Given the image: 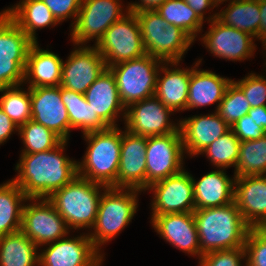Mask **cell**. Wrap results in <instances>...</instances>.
<instances>
[{"label":"cell","instance_id":"obj_1","mask_svg":"<svg viewBox=\"0 0 266 266\" xmlns=\"http://www.w3.org/2000/svg\"><path fill=\"white\" fill-rule=\"evenodd\" d=\"M66 142L48 151L21 155L16 165L19 174L13 181L28 200L48 198L78 176L76 161L62 155Z\"/></svg>","mask_w":266,"mask_h":266},{"label":"cell","instance_id":"obj_2","mask_svg":"<svg viewBox=\"0 0 266 266\" xmlns=\"http://www.w3.org/2000/svg\"><path fill=\"white\" fill-rule=\"evenodd\" d=\"M201 257L209 252L245 246L247 233L251 229L242 218L235 202L195 210Z\"/></svg>","mask_w":266,"mask_h":266},{"label":"cell","instance_id":"obj_3","mask_svg":"<svg viewBox=\"0 0 266 266\" xmlns=\"http://www.w3.org/2000/svg\"><path fill=\"white\" fill-rule=\"evenodd\" d=\"M89 142L78 176L106 187L117 188L122 132L116 127L84 133Z\"/></svg>","mask_w":266,"mask_h":266},{"label":"cell","instance_id":"obj_4","mask_svg":"<svg viewBox=\"0 0 266 266\" xmlns=\"http://www.w3.org/2000/svg\"><path fill=\"white\" fill-rule=\"evenodd\" d=\"M106 187L77 176L47 199L64 219L67 227H93L101 198L99 188ZM100 194V195H99Z\"/></svg>","mask_w":266,"mask_h":266},{"label":"cell","instance_id":"obj_5","mask_svg":"<svg viewBox=\"0 0 266 266\" xmlns=\"http://www.w3.org/2000/svg\"><path fill=\"white\" fill-rule=\"evenodd\" d=\"M135 14L146 54L177 65L194 40L181 28L166 22L156 10Z\"/></svg>","mask_w":266,"mask_h":266},{"label":"cell","instance_id":"obj_6","mask_svg":"<svg viewBox=\"0 0 266 266\" xmlns=\"http://www.w3.org/2000/svg\"><path fill=\"white\" fill-rule=\"evenodd\" d=\"M127 190L126 188L104 187L93 226L95 233L88 235L98 252L99 246L122 231L136 212L137 191L141 190L134 188H127Z\"/></svg>","mask_w":266,"mask_h":266},{"label":"cell","instance_id":"obj_7","mask_svg":"<svg viewBox=\"0 0 266 266\" xmlns=\"http://www.w3.org/2000/svg\"><path fill=\"white\" fill-rule=\"evenodd\" d=\"M161 62L145 54L140 58L108 67L115 76L119 97L125 108L134 102L154 96Z\"/></svg>","mask_w":266,"mask_h":266},{"label":"cell","instance_id":"obj_8","mask_svg":"<svg viewBox=\"0 0 266 266\" xmlns=\"http://www.w3.org/2000/svg\"><path fill=\"white\" fill-rule=\"evenodd\" d=\"M33 43L4 12L0 13V88L24 82L27 53Z\"/></svg>","mask_w":266,"mask_h":266},{"label":"cell","instance_id":"obj_9","mask_svg":"<svg viewBox=\"0 0 266 266\" xmlns=\"http://www.w3.org/2000/svg\"><path fill=\"white\" fill-rule=\"evenodd\" d=\"M127 12L126 16L105 31L104 36L95 45L107 68L146 54L136 14Z\"/></svg>","mask_w":266,"mask_h":266},{"label":"cell","instance_id":"obj_10","mask_svg":"<svg viewBox=\"0 0 266 266\" xmlns=\"http://www.w3.org/2000/svg\"><path fill=\"white\" fill-rule=\"evenodd\" d=\"M183 153L180 131L147 137L146 190L154 182L181 172Z\"/></svg>","mask_w":266,"mask_h":266},{"label":"cell","instance_id":"obj_11","mask_svg":"<svg viewBox=\"0 0 266 266\" xmlns=\"http://www.w3.org/2000/svg\"><path fill=\"white\" fill-rule=\"evenodd\" d=\"M119 0H82L74 25L72 40L83 44L89 39H96V44L109 27L122 19L124 14Z\"/></svg>","mask_w":266,"mask_h":266},{"label":"cell","instance_id":"obj_12","mask_svg":"<svg viewBox=\"0 0 266 266\" xmlns=\"http://www.w3.org/2000/svg\"><path fill=\"white\" fill-rule=\"evenodd\" d=\"M21 231L38 247L62 239L68 234V227L54 205L42 198L23 206Z\"/></svg>","mask_w":266,"mask_h":266},{"label":"cell","instance_id":"obj_13","mask_svg":"<svg viewBox=\"0 0 266 266\" xmlns=\"http://www.w3.org/2000/svg\"><path fill=\"white\" fill-rule=\"evenodd\" d=\"M126 110V128L132 134L150 137L180 131L179 126L168 121L169 114L173 111L163 105L155 95L130 104Z\"/></svg>","mask_w":266,"mask_h":266},{"label":"cell","instance_id":"obj_14","mask_svg":"<svg viewBox=\"0 0 266 266\" xmlns=\"http://www.w3.org/2000/svg\"><path fill=\"white\" fill-rule=\"evenodd\" d=\"M147 189L155 192L153 215L195 211L192 176L184 169L178 174L154 182Z\"/></svg>","mask_w":266,"mask_h":266},{"label":"cell","instance_id":"obj_15","mask_svg":"<svg viewBox=\"0 0 266 266\" xmlns=\"http://www.w3.org/2000/svg\"><path fill=\"white\" fill-rule=\"evenodd\" d=\"M32 120L67 141L70 122L61 98V86L30 88Z\"/></svg>","mask_w":266,"mask_h":266},{"label":"cell","instance_id":"obj_16","mask_svg":"<svg viewBox=\"0 0 266 266\" xmlns=\"http://www.w3.org/2000/svg\"><path fill=\"white\" fill-rule=\"evenodd\" d=\"M62 66L61 87L84 94L107 68L97 47H79Z\"/></svg>","mask_w":266,"mask_h":266},{"label":"cell","instance_id":"obj_17","mask_svg":"<svg viewBox=\"0 0 266 266\" xmlns=\"http://www.w3.org/2000/svg\"><path fill=\"white\" fill-rule=\"evenodd\" d=\"M122 132L117 188L146 190L147 137Z\"/></svg>","mask_w":266,"mask_h":266},{"label":"cell","instance_id":"obj_18","mask_svg":"<svg viewBox=\"0 0 266 266\" xmlns=\"http://www.w3.org/2000/svg\"><path fill=\"white\" fill-rule=\"evenodd\" d=\"M39 254V266H99L102 256L88 235L59 239Z\"/></svg>","mask_w":266,"mask_h":266},{"label":"cell","instance_id":"obj_19","mask_svg":"<svg viewBox=\"0 0 266 266\" xmlns=\"http://www.w3.org/2000/svg\"><path fill=\"white\" fill-rule=\"evenodd\" d=\"M210 19V30L202 40L211 53L220 58L236 61L253 56L255 44L252 35L224 25L217 19V14Z\"/></svg>","mask_w":266,"mask_h":266},{"label":"cell","instance_id":"obj_20","mask_svg":"<svg viewBox=\"0 0 266 266\" xmlns=\"http://www.w3.org/2000/svg\"><path fill=\"white\" fill-rule=\"evenodd\" d=\"M234 202L245 223L255 229L266 222V175L234 178Z\"/></svg>","mask_w":266,"mask_h":266},{"label":"cell","instance_id":"obj_21","mask_svg":"<svg viewBox=\"0 0 266 266\" xmlns=\"http://www.w3.org/2000/svg\"><path fill=\"white\" fill-rule=\"evenodd\" d=\"M151 220L156 231L170 244L201 259L193 212L152 215Z\"/></svg>","mask_w":266,"mask_h":266},{"label":"cell","instance_id":"obj_22","mask_svg":"<svg viewBox=\"0 0 266 266\" xmlns=\"http://www.w3.org/2000/svg\"><path fill=\"white\" fill-rule=\"evenodd\" d=\"M179 129L183 148L191 155H197L231 128L215 112L211 115L194 116L180 121Z\"/></svg>","mask_w":266,"mask_h":266},{"label":"cell","instance_id":"obj_23","mask_svg":"<svg viewBox=\"0 0 266 266\" xmlns=\"http://www.w3.org/2000/svg\"><path fill=\"white\" fill-rule=\"evenodd\" d=\"M84 96L93 112L109 127L117 126L115 119L119 111L126 108L120 100L115 76L109 68L89 86Z\"/></svg>","mask_w":266,"mask_h":266},{"label":"cell","instance_id":"obj_24","mask_svg":"<svg viewBox=\"0 0 266 266\" xmlns=\"http://www.w3.org/2000/svg\"><path fill=\"white\" fill-rule=\"evenodd\" d=\"M62 66L58 55L40 49L35 42L27 53L24 81L29 79V88L61 86Z\"/></svg>","mask_w":266,"mask_h":266},{"label":"cell","instance_id":"obj_25","mask_svg":"<svg viewBox=\"0 0 266 266\" xmlns=\"http://www.w3.org/2000/svg\"><path fill=\"white\" fill-rule=\"evenodd\" d=\"M195 210L220 207L234 202L235 182L223 170L203 175L196 182L192 177Z\"/></svg>","mask_w":266,"mask_h":266},{"label":"cell","instance_id":"obj_26","mask_svg":"<svg viewBox=\"0 0 266 266\" xmlns=\"http://www.w3.org/2000/svg\"><path fill=\"white\" fill-rule=\"evenodd\" d=\"M233 80L220 77L211 71L191 69L187 109L211 105L222 101Z\"/></svg>","mask_w":266,"mask_h":266},{"label":"cell","instance_id":"obj_27","mask_svg":"<svg viewBox=\"0 0 266 266\" xmlns=\"http://www.w3.org/2000/svg\"><path fill=\"white\" fill-rule=\"evenodd\" d=\"M165 75H157L154 95L172 111L186 110L191 70L161 68ZM159 76V77H158Z\"/></svg>","mask_w":266,"mask_h":266},{"label":"cell","instance_id":"obj_28","mask_svg":"<svg viewBox=\"0 0 266 266\" xmlns=\"http://www.w3.org/2000/svg\"><path fill=\"white\" fill-rule=\"evenodd\" d=\"M35 43V30L58 21L42 0H23L13 8L3 11Z\"/></svg>","mask_w":266,"mask_h":266},{"label":"cell","instance_id":"obj_29","mask_svg":"<svg viewBox=\"0 0 266 266\" xmlns=\"http://www.w3.org/2000/svg\"><path fill=\"white\" fill-rule=\"evenodd\" d=\"M217 19L226 26L247 32L259 39V0H231L225 10L217 13Z\"/></svg>","mask_w":266,"mask_h":266},{"label":"cell","instance_id":"obj_30","mask_svg":"<svg viewBox=\"0 0 266 266\" xmlns=\"http://www.w3.org/2000/svg\"><path fill=\"white\" fill-rule=\"evenodd\" d=\"M29 199L13 181L0 186V237L21 230L22 201Z\"/></svg>","mask_w":266,"mask_h":266},{"label":"cell","instance_id":"obj_31","mask_svg":"<svg viewBox=\"0 0 266 266\" xmlns=\"http://www.w3.org/2000/svg\"><path fill=\"white\" fill-rule=\"evenodd\" d=\"M37 248L21 230L0 237V266L39 265Z\"/></svg>","mask_w":266,"mask_h":266},{"label":"cell","instance_id":"obj_32","mask_svg":"<svg viewBox=\"0 0 266 266\" xmlns=\"http://www.w3.org/2000/svg\"><path fill=\"white\" fill-rule=\"evenodd\" d=\"M61 98L68 112L70 128H82V132L86 133L109 127L93 112L84 94L61 87Z\"/></svg>","mask_w":266,"mask_h":266},{"label":"cell","instance_id":"obj_33","mask_svg":"<svg viewBox=\"0 0 266 266\" xmlns=\"http://www.w3.org/2000/svg\"><path fill=\"white\" fill-rule=\"evenodd\" d=\"M233 178L266 175V134L256 140L240 142Z\"/></svg>","mask_w":266,"mask_h":266},{"label":"cell","instance_id":"obj_34","mask_svg":"<svg viewBox=\"0 0 266 266\" xmlns=\"http://www.w3.org/2000/svg\"><path fill=\"white\" fill-rule=\"evenodd\" d=\"M156 12L169 24L185 31L193 40L201 31L203 20L184 0H167Z\"/></svg>","mask_w":266,"mask_h":266},{"label":"cell","instance_id":"obj_35","mask_svg":"<svg viewBox=\"0 0 266 266\" xmlns=\"http://www.w3.org/2000/svg\"><path fill=\"white\" fill-rule=\"evenodd\" d=\"M19 86L0 88L4 92L0 98V109L20 127L29 120H32V106L30 98V88L28 92L19 90Z\"/></svg>","mask_w":266,"mask_h":266},{"label":"cell","instance_id":"obj_36","mask_svg":"<svg viewBox=\"0 0 266 266\" xmlns=\"http://www.w3.org/2000/svg\"><path fill=\"white\" fill-rule=\"evenodd\" d=\"M26 149L22 154H32L54 149L63 140L42 124L29 120L18 129Z\"/></svg>","mask_w":266,"mask_h":266},{"label":"cell","instance_id":"obj_37","mask_svg":"<svg viewBox=\"0 0 266 266\" xmlns=\"http://www.w3.org/2000/svg\"><path fill=\"white\" fill-rule=\"evenodd\" d=\"M239 146L240 140L230 129L202 150L200 154L206 153L215 166L224 169L232 165L236 166L239 155Z\"/></svg>","mask_w":266,"mask_h":266},{"label":"cell","instance_id":"obj_38","mask_svg":"<svg viewBox=\"0 0 266 266\" xmlns=\"http://www.w3.org/2000/svg\"><path fill=\"white\" fill-rule=\"evenodd\" d=\"M216 112L230 127L240 118L248 114L251 106L243 92L233 83L227 87Z\"/></svg>","mask_w":266,"mask_h":266},{"label":"cell","instance_id":"obj_39","mask_svg":"<svg viewBox=\"0 0 266 266\" xmlns=\"http://www.w3.org/2000/svg\"><path fill=\"white\" fill-rule=\"evenodd\" d=\"M232 82L243 92L251 108L266 106V79L264 76L252 73L238 82Z\"/></svg>","mask_w":266,"mask_h":266},{"label":"cell","instance_id":"obj_40","mask_svg":"<svg viewBox=\"0 0 266 266\" xmlns=\"http://www.w3.org/2000/svg\"><path fill=\"white\" fill-rule=\"evenodd\" d=\"M246 256L245 246L212 251L201 257L200 266H241L240 259Z\"/></svg>","mask_w":266,"mask_h":266},{"label":"cell","instance_id":"obj_41","mask_svg":"<svg viewBox=\"0 0 266 266\" xmlns=\"http://www.w3.org/2000/svg\"><path fill=\"white\" fill-rule=\"evenodd\" d=\"M245 251L248 254L246 266H266V240L256 229L247 233Z\"/></svg>","mask_w":266,"mask_h":266},{"label":"cell","instance_id":"obj_42","mask_svg":"<svg viewBox=\"0 0 266 266\" xmlns=\"http://www.w3.org/2000/svg\"><path fill=\"white\" fill-rule=\"evenodd\" d=\"M230 128L240 142L256 140L266 134L264 129L257 126L248 114L237 120Z\"/></svg>","mask_w":266,"mask_h":266},{"label":"cell","instance_id":"obj_43","mask_svg":"<svg viewBox=\"0 0 266 266\" xmlns=\"http://www.w3.org/2000/svg\"><path fill=\"white\" fill-rule=\"evenodd\" d=\"M58 22L66 18H77L82 0H42Z\"/></svg>","mask_w":266,"mask_h":266},{"label":"cell","instance_id":"obj_44","mask_svg":"<svg viewBox=\"0 0 266 266\" xmlns=\"http://www.w3.org/2000/svg\"><path fill=\"white\" fill-rule=\"evenodd\" d=\"M17 128L19 127L0 109V144L5 142Z\"/></svg>","mask_w":266,"mask_h":266},{"label":"cell","instance_id":"obj_45","mask_svg":"<svg viewBox=\"0 0 266 266\" xmlns=\"http://www.w3.org/2000/svg\"><path fill=\"white\" fill-rule=\"evenodd\" d=\"M167 0H141V3H131L129 4L127 10L130 13H138L143 11L156 10L159 6L165 3Z\"/></svg>","mask_w":266,"mask_h":266},{"label":"cell","instance_id":"obj_46","mask_svg":"<svg viewBox=\"0 0 266 266\" xmlns=\"http://www.w3.org/2000/svg\"><path fill=\"white\" fill-rule=\"evenodd\" d=\"M248 115L253 119L257 126H260L266 132V106L251 108Z\"/></svg>","mask_w":266,"mask_h":266},{"label":"cell","instance_id":"obj_47","mask_svg":"<svg viewBox=\"0 0 266 266\" xmlns=\"http://www.w3.org/2000/svg\"><path fill=\"white\" fill-rule=\"evenodd\" d=\"M189 7H191L197 14L198 16L203 20L204 15L203 11L206 8H211L210 6H217L216 3L213 0H184Z\"/></svg>","mask_w":266,"mask_h":266},{"label":"cell","instance_id":"obj_48","mask_svg":"<svg viewBox=\"0 0 266 266\" xmlns=\"http://www.w3.org/2000/svg\"><path fill=\"white\" fill-rule=\"evenodd\" d=\"M259 9L261 12L259 38L262 41L263 46L266 48V0H259Z\"/></svg>","mask_w":266,"mask_h":266},{"label":"cell","instance_id":"obj_49","mask_svg":"<svg viewBox=\"0 0 266 266\" xmlns=\"http://www.w3.org/2000/svg\"><path fill=\"white\" fill-rule=\"evenodd\" d=\"M262 236L263 238L266 240V222L265 223H262L260 225H258L256 228H255Z\"/></svg>","mask_w":266,"mask_h":266},{"label":"cell","instance_id":"obj_50","mask_svg":"<svg viewBox=\"0 0 266 266\" xmlns=\"http://www.w3.org/2000/svg\"><path fill=\"white\" fill-rule=\"evenodd\" d=\"M213 1L216 3V5H218L219 3H221V2H223L225 0H213Z\"/></svg>","mask_w":266,"mask_h":266}]
</instances>
